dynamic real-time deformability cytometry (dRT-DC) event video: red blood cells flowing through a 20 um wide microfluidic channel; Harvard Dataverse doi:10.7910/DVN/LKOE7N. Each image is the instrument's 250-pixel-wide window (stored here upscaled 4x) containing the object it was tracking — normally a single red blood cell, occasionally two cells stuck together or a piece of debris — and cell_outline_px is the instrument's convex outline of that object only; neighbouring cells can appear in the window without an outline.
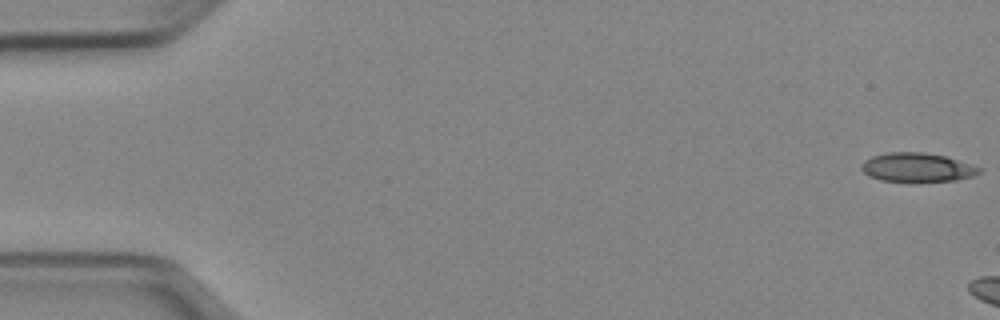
{"species": "Egyptian fruit bat (a non-hibernating species)", "species_latin": "Rousettus aegyptiacus", "temperature_condition": "cold", "stored_images_in_passage": 6, "camera_frame_rate_fps": 3000, "um_per_image_px": 0.085, "animal": {"sex": "female"}, "frame": {"image": 1, "passage_image": 1, "time_ms": 0.0, "image_size_px": [1000, 320], "cell_outline_px": [[980, 172], [972, 176], [956, 180], [880, 180], [868, 176], [860, 168], [864, 160], [872, 156], [888, 152], [924, 152], [944, 156], [980, 168]], "centroid_in_image_um": [77.89, 14.21], "position_along_channel_um": 7.1, "area_um2": 19.25}}